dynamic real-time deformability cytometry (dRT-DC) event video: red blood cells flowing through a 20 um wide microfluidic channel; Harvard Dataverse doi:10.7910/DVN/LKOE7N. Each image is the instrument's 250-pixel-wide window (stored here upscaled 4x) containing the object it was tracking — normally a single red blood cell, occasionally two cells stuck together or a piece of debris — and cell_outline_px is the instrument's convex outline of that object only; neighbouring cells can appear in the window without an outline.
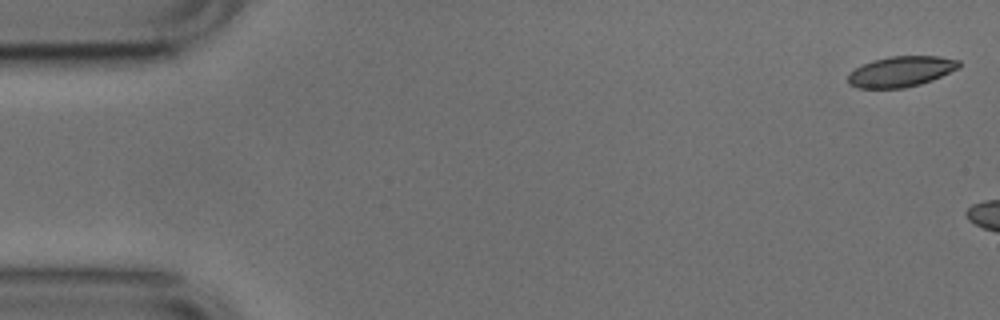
{"species": "common noctule bat (a hibernating species)", "species_latin": "Nyctalus noctula", "temperature_condition": "cold", "stored_images_in_passage": 8, "camera_frame_rate_fps": 3000, "um_per_image_px": 0.085, "animal": {"sex": "male", "body_mass_g": 17.9, "forearm_length_mm": 54.2}, "frame": {"image": 1, "passage_image": 1, "time_ms": 0.0, "image_size_px": [1000, 320], "cell_outline_px": [[960, 68], [932, 80], [920, 84], [904, 88], [856, 88], [848, 84], [848, 72], [872, 60], [888, 56], [940, 56], [960, 60]], "centroid_in_image_um": [76.58, 6.08], "position_along_channel_um": 8.4, "area_um2": 19.94}}